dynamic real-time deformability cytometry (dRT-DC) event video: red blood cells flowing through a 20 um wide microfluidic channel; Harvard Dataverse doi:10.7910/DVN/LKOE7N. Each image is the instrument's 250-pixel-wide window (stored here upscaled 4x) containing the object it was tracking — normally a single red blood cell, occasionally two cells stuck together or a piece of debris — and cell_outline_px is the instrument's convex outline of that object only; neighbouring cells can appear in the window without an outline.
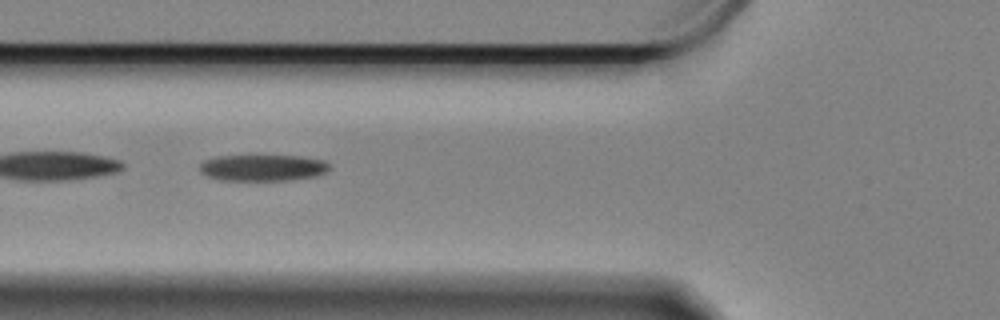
{"species": "Egyptian fruit bat (a non-hibernating species)", "species_latin": "Rousettus aegyptiacus", "temperature_condition": "cold", "stored_images_in_passage": 45, "camera_frame_rate_fps": 3000, "um_per_image_px": 0.085, "animal": {"sex": "female"}, "frame": {"image": 1, "passage_image": 14, "time_ms": 4.333, "image_size_px": [1000, 320], "cell_outline_px": [[328, 168], [324, 172], [316, 176], [288, 180], [220, 180], [208, 176], [200, 172], [200, 164], [204, 160], [216, 156], [300, 156], [324, 160], [328, 164]], "centroid_in_image_um": [22.3, 14.26], "position_along_channel_um": 103.5, "area_um2": 19.77}}
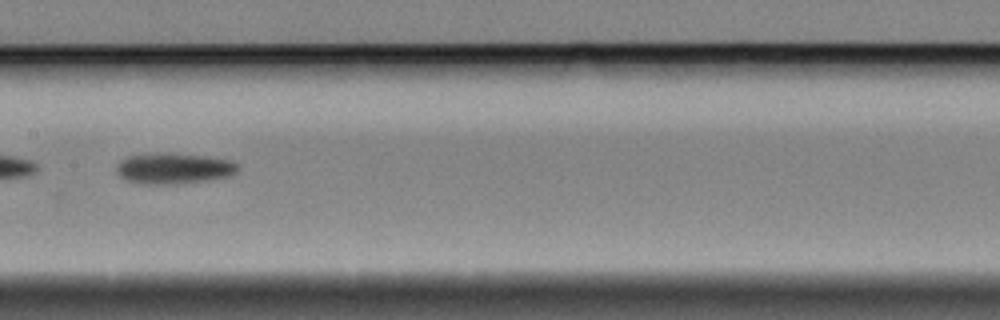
{"frame": {"image": 2, "passage_image": 22, "time_ms": 7.0, "image_size_px": [1000, 320], "cell_outline_px": [[240, 168], [232, 176], [208, 180], [176, 184], [136, 184], [124, 180], [116, 172], [116, 168], [120, 160], [128, 156], [156, 152], [172, 152], [212, 156], [232, 160], [240, 164]], "centroid_in_image_um": [14.8, 14.3], "position_along_channel_um": 192.6, "area_um2": 22.72}}
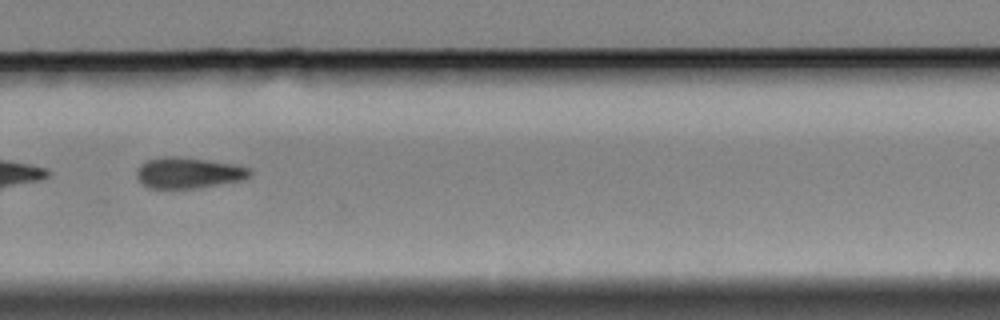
{"frame": {"image": 3, "passage_image": 33, "time_ms": 10.667, "image_size_px": [1000, 320], "cell_outline_px": [[252, 172], [244, 180], [196, 188], [148, 188], [136, 176], [136, 172], [140, 164], [144, 160], [160, 156], [176, 156], [236, 164], [252, 168]], "centroid_in_image_um": [16.02, 14.67], "position_along_channel_um": 313.8, "area_um2": 20.58}, "authors_computed_cell_mechanics": {"area_um2": 21.097, "velocity_mm_per_s": 3.3203, "shape_relaxation_time_tau1_ms": 3.2432, "shape_relaxation_time_tau2_ms": null, "deformation_change_tau1": 0.1143, "deformation_change_tau2": null}}